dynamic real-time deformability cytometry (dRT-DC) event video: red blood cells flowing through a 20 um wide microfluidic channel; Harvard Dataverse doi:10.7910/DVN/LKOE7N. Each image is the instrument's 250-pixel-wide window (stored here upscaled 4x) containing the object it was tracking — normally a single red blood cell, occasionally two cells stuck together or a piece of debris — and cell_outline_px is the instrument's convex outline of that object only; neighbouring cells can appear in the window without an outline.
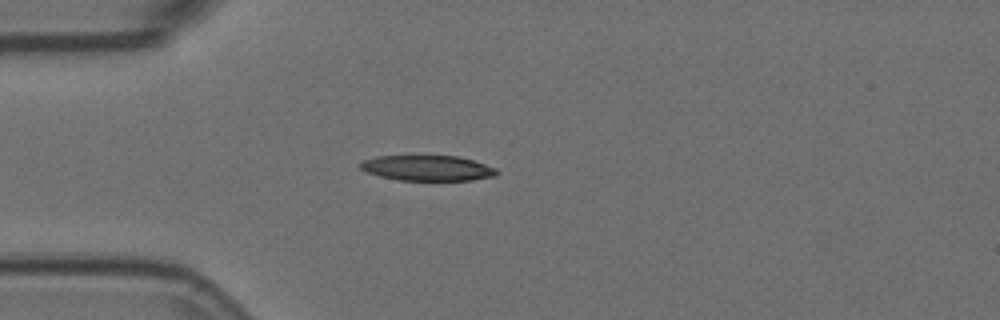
{"species": "Egyptian fruit bat (a non-hibernating species)", "species_latin": "Rousettus aegyptiacus", "temperature_condition": "room temperature", "stored_images_in_passage": 1, "camera_frame_rate_fps": 3000, "um_per_image_px": 0.085, "animal": {"sex": "female"}, "frame": {"image": 1, "passage_image": 1, "time_ms": 0.0, "image_size_px": [1000, 320], "cell_outline_px": [[500, 172], [496, 176], [472, 180], [400, 180], [380, 176], [368, 172], [360, 168], [360, 160], [376, 156], [460, 156], [496, 168]], "centroid_in_image_um": [36.35, 14.28], "position_along_channel_um": 48.7, "area_um2": 20.17}}